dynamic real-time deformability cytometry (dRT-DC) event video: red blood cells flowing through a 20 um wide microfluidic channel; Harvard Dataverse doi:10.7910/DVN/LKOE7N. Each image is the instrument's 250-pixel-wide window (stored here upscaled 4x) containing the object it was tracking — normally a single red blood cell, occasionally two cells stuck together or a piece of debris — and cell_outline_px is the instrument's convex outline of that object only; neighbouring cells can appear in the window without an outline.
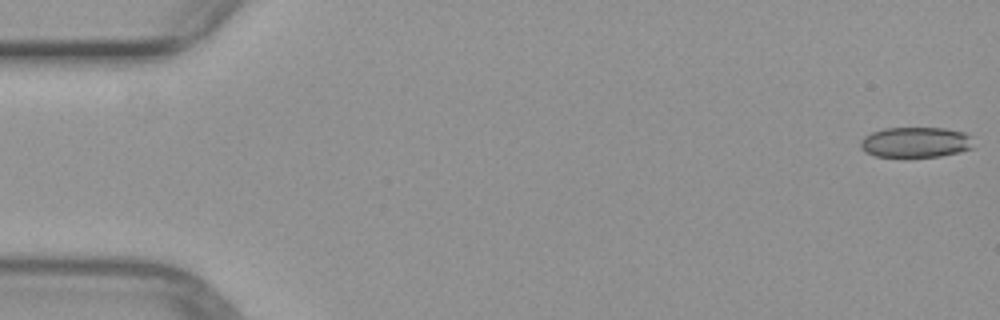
{"species": "common noctule bat (a hibernating species)", "species_latin": "Nyctalus noctula", "temperature_condition": "warm", "stored_images_in_passage": 51, "camera_frame_rate_fps": 3000, "um_per_image_px": 0.085, "animal": {"sex": "female", "body_mass_g": 29.2, "forearm_length_mm": 56.3}, "frame": {"image": 1, "passage_image": 1, "time_ms": 0.0, "image_size_px": [1000, 320], "cell_outline_px": [[972, 148], [960, 152], [940, 156], [876, 156], [864, 152], [860, 148], [860, 140], [864, 136], [872, 132], [884, 128], [944, 128], [964, 132], [972, 136]], "centroid_in_image_um": [77.82, 12.08], "position_along_channel_um": 7.2, "area_um2": 20.06}}
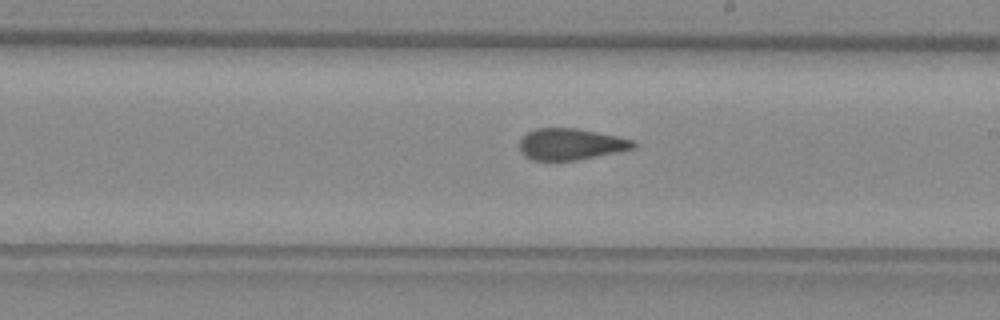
{"frame": {"image": 2, "passage_image": 29, "time_ms": 9.333, "image_size_px": [1000, 320], "cell_outline_px": [[640, 144], [636, 148], [576, 160], [532, 160], [524, 156], [520, 152], [520, 140], [528, 132], [536, 128], [576, 128], [616, 136], [632, 140]], "centroid_in_image_um": [48.51, 12.25], "position_along_channel_um": 240.5, "area_um2": 20.75}}
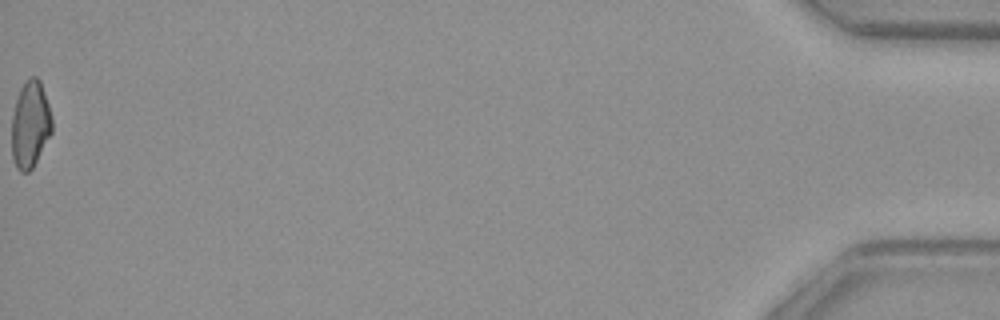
{"frame": {"image": 3, "passage_image": 51, "time_ms": 16.667, "image_size_px": [1000, 320], "cell_outline_px": [[52, 132], [32, 168], [28, 172], [20, 172], [16, 168], [12, 156], [12, 116], [16, 100], [20, 88], [32, 76], [36, 76], [40, 80], [52, 116]], "centroid_in_image_um": [2.57, 10.6], "position_along_channel_um": 432.6, "area_um2": 20.23}}